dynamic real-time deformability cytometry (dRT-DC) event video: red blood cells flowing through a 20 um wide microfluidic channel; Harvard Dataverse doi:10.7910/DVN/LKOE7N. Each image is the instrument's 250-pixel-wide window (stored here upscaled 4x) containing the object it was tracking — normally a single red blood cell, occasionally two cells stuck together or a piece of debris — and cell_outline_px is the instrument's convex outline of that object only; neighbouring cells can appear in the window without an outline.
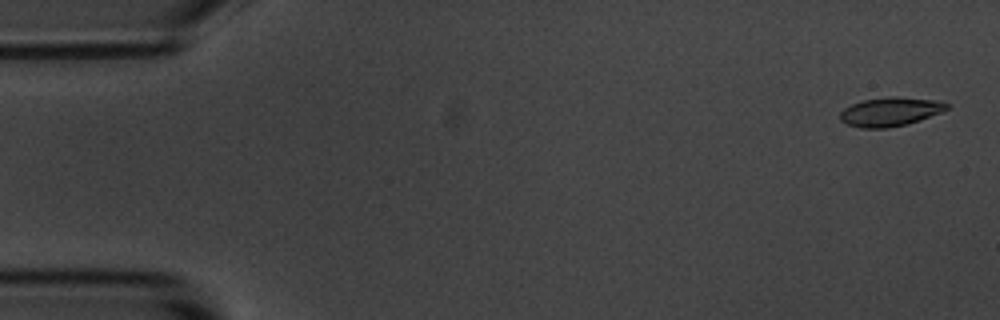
{"species": "common noctule bat (a hibernating species)", "species_latin": "Nyctalus noctula", "temperature_condition": "room temperature", "stored_images_in_passage": 5, "camera_frame_rate_fps": 3000, "um_per_image_px": 0.085, "animal": {"sex": "male", "body_mass_g": 20.1, "forearm_length_mm": 53.5}, "frame": {"image": 1, "passage_image": 1, "time_ms": 0.0, "image_size_px": [1000, 320], "cell_outline_px": [[948, 108], [944, 112], [908, 124], [888, 128], [860, 128], [848, 124], [840, 120], [840, 112], [844, 108], [852, 104], [864, 100], [892, 96], [896, 96], [932, 100], [948, 104]], "centroid_in_image_um": [75.67, 9.51], "position_along_channel_um": 9.3, "area_um2": 17.92}}
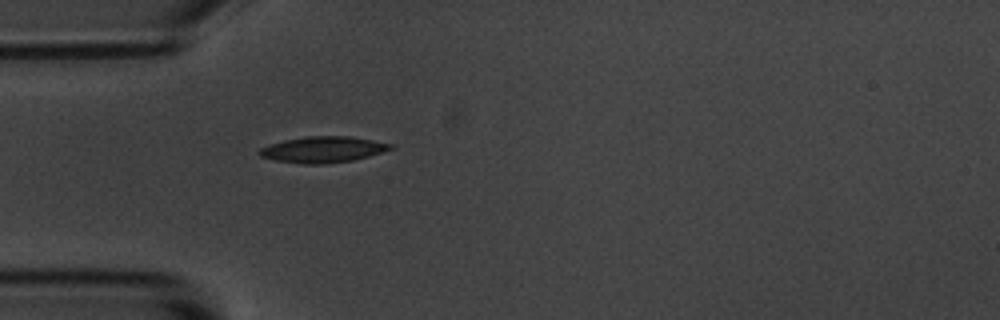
{"frame": {"image": 2, "passage_image": 5, "time_ms": 4.667, "image_size_px": [1000, 320], "cell_outline_px": [[396, 148], [368, 156], [352, 160], [324, 164], [304, 164], [276, 160], [260, 156], [256, 152], [260, 148], [284, 140], [304, 136], [348, 136], [396, 144]], "centroid_in_image_um": [27.48, 12.7], "position_along_channel_um": 57.5, "area_um2": 19.94}}